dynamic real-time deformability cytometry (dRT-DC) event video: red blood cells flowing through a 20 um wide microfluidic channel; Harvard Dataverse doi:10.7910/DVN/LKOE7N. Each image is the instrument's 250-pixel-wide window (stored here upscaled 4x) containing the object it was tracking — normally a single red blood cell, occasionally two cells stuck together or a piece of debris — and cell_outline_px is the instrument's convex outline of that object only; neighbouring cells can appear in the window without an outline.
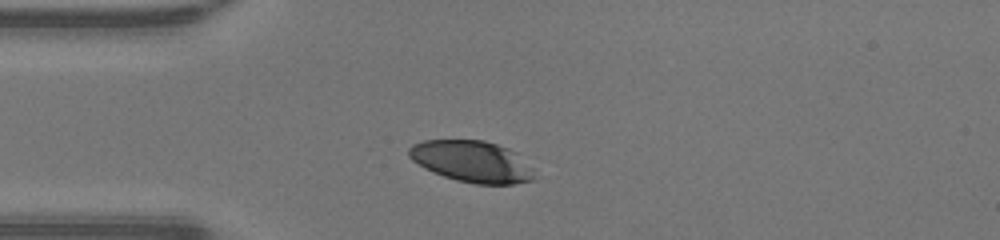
{"species": "human", "species_latin": "Homo sapiens", "temperature_condition": "warm", "stored_images_in_passage": 28, "camera_frame_rate_fps": 3000, "um_per_image_px": 0.085, "donor": {"sex": "male"}, "frame": {"image": 1, "passage_image": 1, "time_ms": 0.0, "image_size_px": [1000, 240], "cell_outline_px": [[536, 180], [516, 184], [476, 184], [456, 180], [432, 172], [424, 168], [412, 160], [408, 156], [408, 148], [412, 144], [424, 140], [484, 140], [508, 148], [516, 152], [532, 168], [536, 176]], "centroid_in_image_um": [40.13, 13.73], "position_along_channel_um": 44.9, "area_um2": 30.58}}
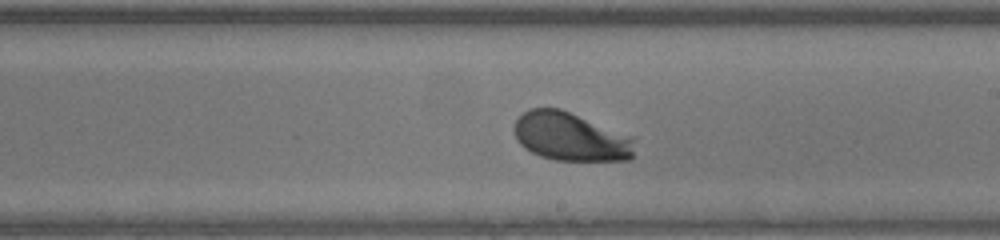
{"frame": {"image": 2, "passage_image": 16, "time_ms": 5.0, "image_size_px": [1000, 240], "cell_outline_px": [[636, 140], [632, 160], [556, 160], [540, 156], [524, 148], [516, 140], [516, 120], [528, 108], [560, 108], [636, 136]], "centroid_in_image_um": [48.58, 11.62], "position_along_channel_um": 240.4, "area_um2": 34.51}}
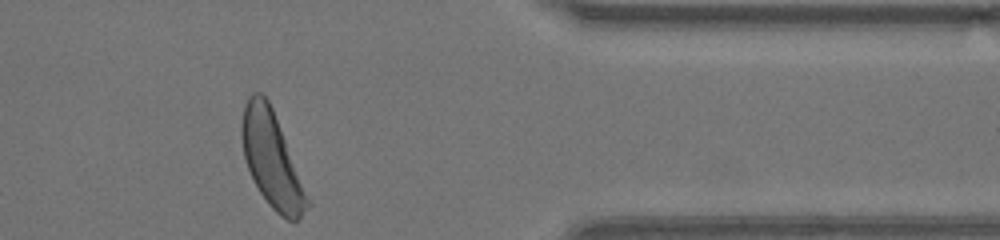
{"frame": {"image": 3, "passage_image": 28, "time_ms": 9.0, "image_size_px": [1000, 240], "cell_outline_px": [[312, 204], [296, 220], [288, 220], [280, 216], [268, 204], [260, 192], [248, 168], [244, 156], [240, 136], [240, 124], [244, 104], [248, 96], [252, 92], [260, 92], [268, 100], [272, 108]], "centroid_in_image_um": [23.08, 13.54], "position_along_channel_um": 388.3, "area_um2": 36.13}, "authors_computed_cell_mechanics": {"area_um2": 33.6685, "velocity_mm_per_s": 4.2596, "shape_relaxation_time_tau1_ms": 1.6829, "shape_relaxation_time_tau2_ms": null, "deformation_change_tau1": 0.1296, "deformation_change_tau2": null}}